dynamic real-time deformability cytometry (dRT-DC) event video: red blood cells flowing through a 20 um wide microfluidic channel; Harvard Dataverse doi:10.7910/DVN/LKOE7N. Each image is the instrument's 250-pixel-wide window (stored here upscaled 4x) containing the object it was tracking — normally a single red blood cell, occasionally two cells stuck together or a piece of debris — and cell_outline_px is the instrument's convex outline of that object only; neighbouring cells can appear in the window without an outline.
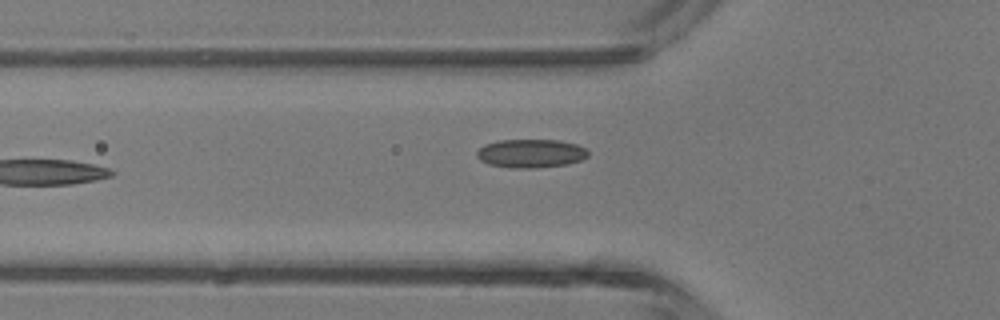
{"species": "common noctule bat (a hibernating species)", "species_latin": "Nyctalus noctula", "temperature_condition": "room temperature", "stored_images_in_passage": 5, "camera_frame_rate_fps": 3000, "um_per_image_px": 0.085, "animal": {"sex": "male", "body_mass_g": 13.3}, "frame": {"image": 1, "passage_image": 5, "time_ms": 4.667, "image_size_px": [1000, 320], "cell_outline_px": [[588, 156], [580, 160], [568, 164], [532, 168], [516, 168], [488, 164], [480, 160], [476, 156], [476, 152], [484, 144], [500, 140], [560, 140], [576, 144], [584, 148], [588, 152]], "centroid_in_image_um": [45.1, 13.03], "position_along_channel_um": 80.7, "area_um2": 18.44}}